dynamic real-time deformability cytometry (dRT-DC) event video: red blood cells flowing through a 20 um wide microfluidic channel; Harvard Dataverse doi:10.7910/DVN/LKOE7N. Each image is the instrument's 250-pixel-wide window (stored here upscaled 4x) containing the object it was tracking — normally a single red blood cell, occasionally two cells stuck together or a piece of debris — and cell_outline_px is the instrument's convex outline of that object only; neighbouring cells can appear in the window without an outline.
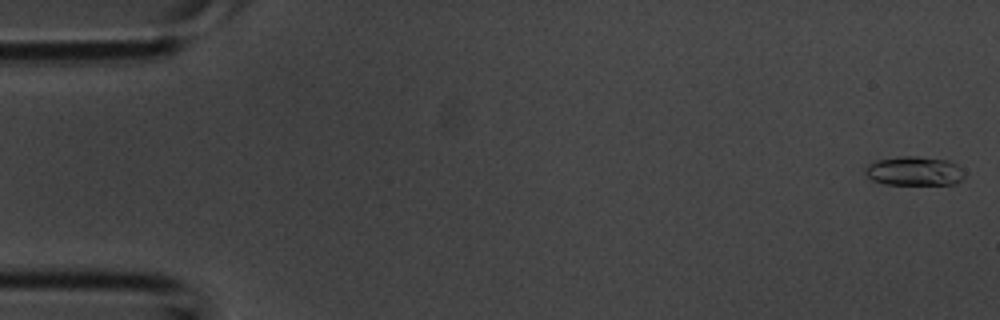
{"species": "common noctule bat (a hibernating species)", "species_latin": "Nyctalus noctula", "temperature_condition": "room temperature", "stored_images_in_passage": 4, "camera_frame_rate_fps": 3000, "um_per_image_px": 0.085, "animal": {"sex": "male", "body_mass_g": 20.1, "forearm_length_mm": 53.5}, "frame": {"image": 1, "passage_image": 1, "time_ms": 0.0, "image_size_px": [1000, 320], "cell_outline_px": [[964, 176], [956, 184], [884, 184], [872, 180], [864, 172], [864, 168], [868, 164], [876, 160], [900, 156], [916, 156], [948, 160], [956, 164], [964, 172]], "centroid_in_image_um": [77.69, 14.53], "position_along_channel_um": 7.3, "area_um2": 16.88}}
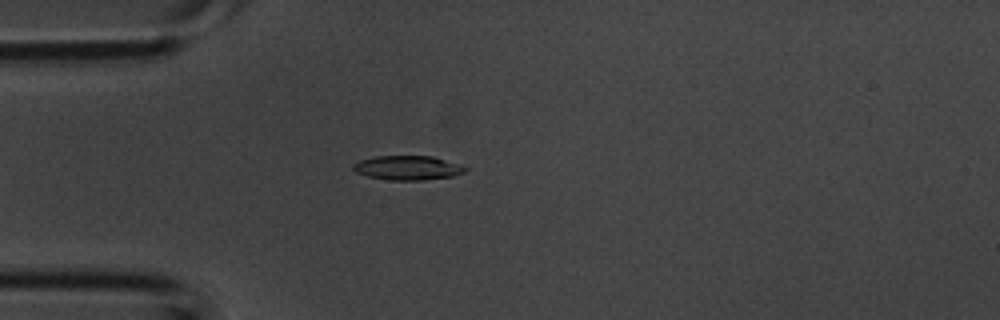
{"frame": {"image": 2, "passage_image": 4, "time_ms": 1.0, "image_size_px": [1000, 320], "cell_outline_px": [[468, 168], [464, 172], [452, 176], [420, 180], [388, 180], [368, 176], [356, 172], [352, 168], [352, 164], [360, 160], [376, 156], [432, 156]], "centroid_in_image_um": [34.59, 14.26], "position_along_channel_um": 50.4, "area_um2": 15.61}}